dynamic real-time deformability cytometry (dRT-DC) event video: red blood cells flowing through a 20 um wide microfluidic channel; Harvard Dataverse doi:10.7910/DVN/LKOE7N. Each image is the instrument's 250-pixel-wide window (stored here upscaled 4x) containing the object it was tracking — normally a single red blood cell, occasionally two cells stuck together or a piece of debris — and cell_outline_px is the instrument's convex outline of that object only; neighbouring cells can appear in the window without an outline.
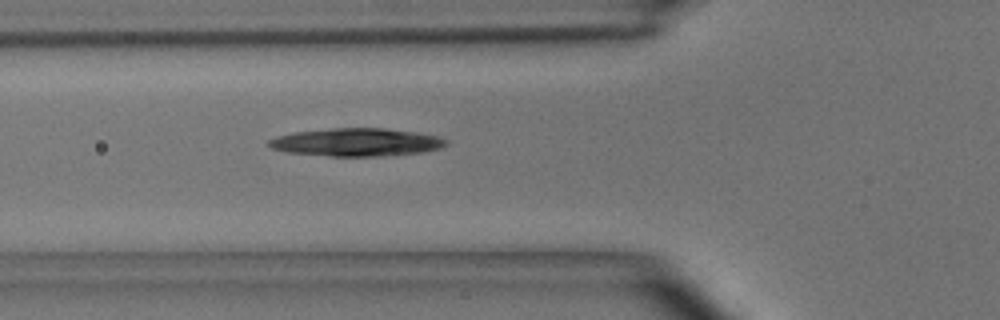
{"species": "common noctule bat (a hibernating species)", "species_latin": "Nyctalus noctula", "temperature_condition": "room temperature", "stored_images_in_passage": 4, "camera_frame_rate_fps": 3000, "um_per_image_px": 0.085, "animal": {"sex": "male", "body_mass_g": 15.6}, "frame": {"image": 1, "passage_image": 4, "time_ms": 1.0, "image_size_px": [1000, 320], "cell_outline_px": [[448, 144], [440, 148], [424, 152], [380, 156], [332, 156], [288, 152], [272, 148], [264, 144], [268, 140], [292, 132], [332, 128], [384, 128], [416, 132], [436, 136], [448, 140]], "centroid_in_image_um": [30.3, 12.08], "position_along_channel_um": 95.5, "area_um2": 28.84}}